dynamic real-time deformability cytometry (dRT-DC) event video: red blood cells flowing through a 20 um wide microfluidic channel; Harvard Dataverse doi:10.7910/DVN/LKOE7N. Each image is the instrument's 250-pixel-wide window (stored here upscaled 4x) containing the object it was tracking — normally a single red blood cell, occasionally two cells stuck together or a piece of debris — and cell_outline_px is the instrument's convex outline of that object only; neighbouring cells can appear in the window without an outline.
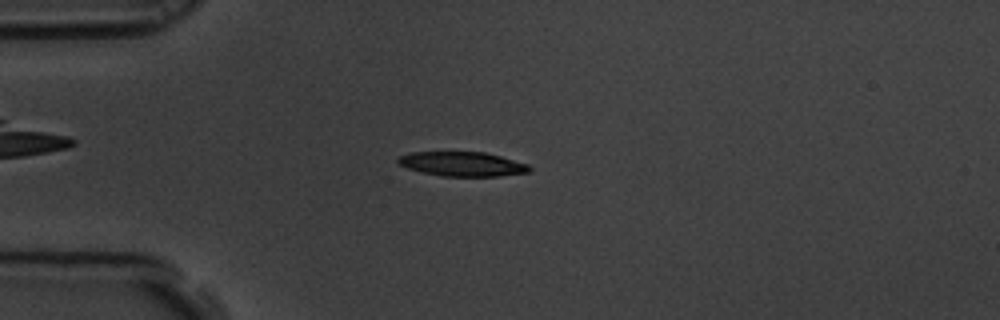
{"species": "common noctule bat (a hibernating species)", "species_latin": "Nyctalus noctula", "temperature_condition": "room temperature", "stored_images_in_passage": 58, "camera_frame_rate_fps": 3000, "um_per_image_px": 0.085, "animal": {"sex": "male", "body_mass_g": 19.5, "forearm_length_mm": 54.6}, "frame": {"image": 1, "passage_image": 15, "time_ms": 4.667, "image_size_px": [1000, 320], "cell_outline_px": [[532, 168], [528, 172], [500, 176], [440, 176], [408, 168], [396, 164], [396, 160], [400, 156], [408, 152], [484, 152], [500, 156], [528, 164]], "centroid_in_image_um": [39.27, 13.94], "position_along_channel_um": 45.7, "area_um2": 18.67}}
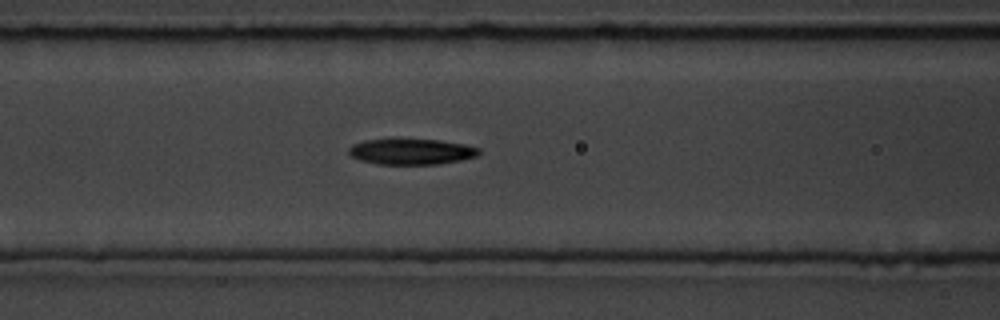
{"frame": {"image": 2, "passage_image": 24, "time_ms": 7.667, "image_size_px": [1000, 320], "cell_outline_px": [[480, 152], [476, 156], [460, 160], [436, 164], [376, 164], [360, 160], [348, 156], [348, 148], [352, 144], [364, 140], [392, 136], [440, 140], [464, 144], [480, 148]], "centroid_in_image_um": [34.87, 12.84], "position_along_channel_um": 131.7, "area_um2": 20.52}}
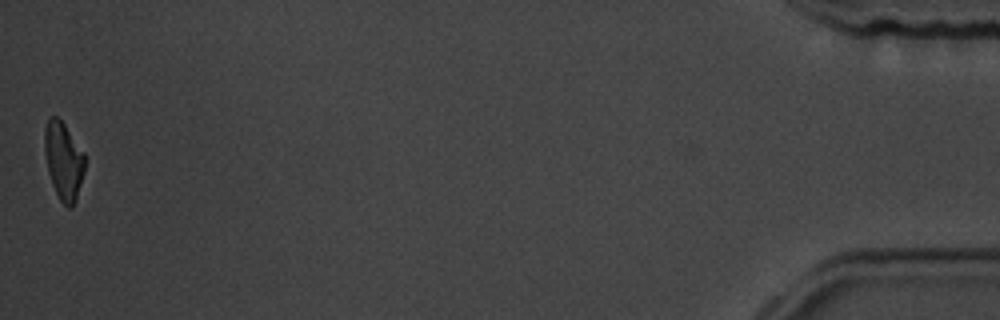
{"frame": {"image": 3, "passage_image": 58, "time_ms": 19.0, "image_size_px": [1000, 320], "cell_outline_px": [[84, 172], [76, 200], [72, 208], [68, 208], [60, 200], [52, 184], [48, 172], [44, 148], [44, 128], [48, 120], [52, 116], [56, 116], [64, 124], [84, 152]], "centroid_in_image_um": [5.39, 13.68], "position_along_channel_um": 429.8, "area_um2": 18.09}, "authors_computed_cell_mechanics": {"area_um2": 19.3919, "velocity_mm_per_s": 3.4788, "shape_relaxation_time_tau1_ms": 3.8117, "shape_relaxation_time_tau2_ms": null, "deformation_change_tau1": 0.1424, "deformation_change_tau2": null}}